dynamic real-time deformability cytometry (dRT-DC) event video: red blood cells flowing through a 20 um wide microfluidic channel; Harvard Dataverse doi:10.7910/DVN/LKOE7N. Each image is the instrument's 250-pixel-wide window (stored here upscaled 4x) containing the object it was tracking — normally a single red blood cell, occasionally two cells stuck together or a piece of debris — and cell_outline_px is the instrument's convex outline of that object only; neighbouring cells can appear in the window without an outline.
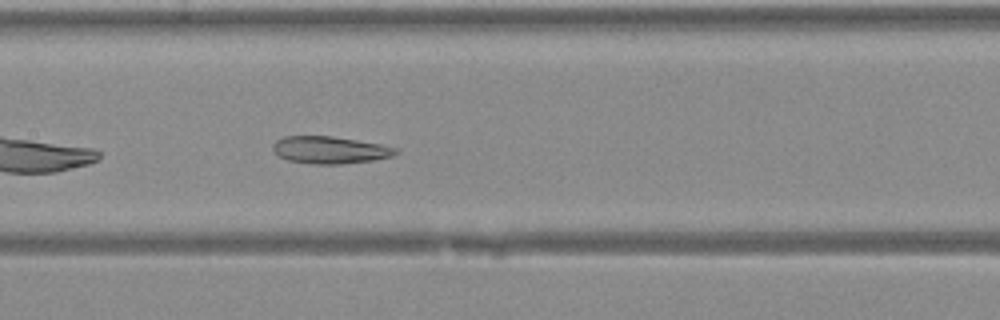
{"species": "Egyptian fruit bat (a non-hibernating species)", "species_latin": "Rousettus aegyptiacus", "temperature_condition": "warm", "stored_images_in_passage": 29, "camera_frame_rate_fps": 3000, "um_per_image_px": 0.085, "animal": {"sex": "female"}, "frame": {"image": 1, "passage_image": 8, "time_ms": 2.333, "image_size_px": [1000, 320], "cell_outline_px": [[400, 152], [392, 156], [372, 160], [340, 164], [312, 164], [288, 160], [280, 156], [272, 148], [272, 144], [276, 140], [284, 136], [332, 136], [380, 144], [396, 148]], "centroid_in_image_um": [28.03, 12.74], "position_along_channel_um": 179.4, "area_um2": 19.36}}
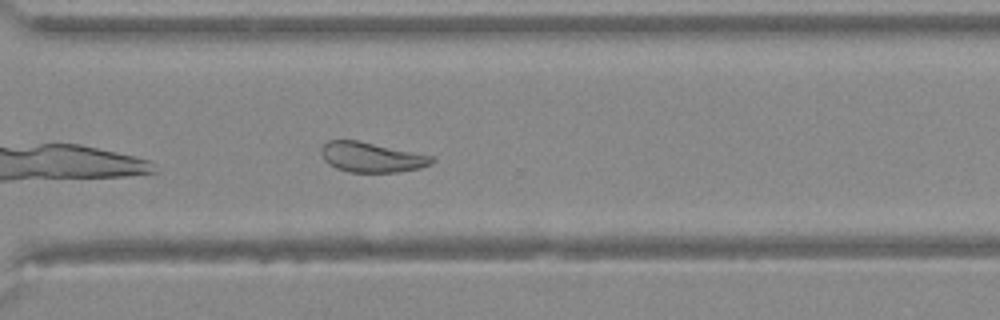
{"frame": {"image": 2, "passage_image": 18, "time_ms": 5.667, "image_size_px": [1000, 320], "cell_outline_px": [[436, 160], [432, 164], [420, 168], [396, 172], [348, 172], [336, 168], [328, 164], [324, 160], [320, 152], [320, 148], [328, 140], [356, 140], [436, 156]], "centroid_in_image_um": [31.6, 13.36], "position_along_channel_um": 339.0, "area_um2": 19.54}}
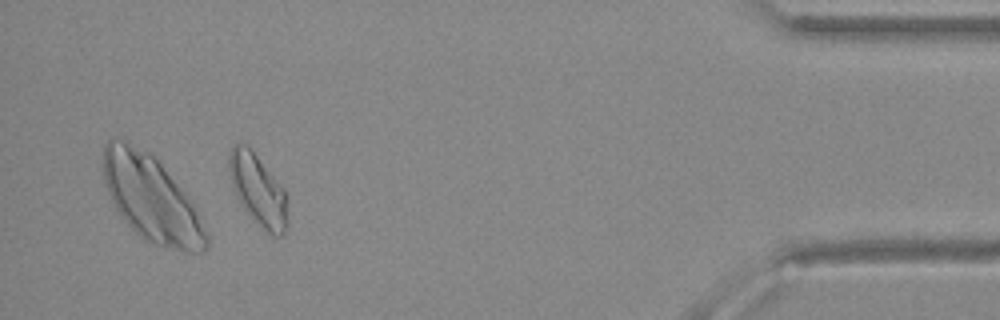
{"frame": {"image": 3, "passage_image": 26, "time_ms": 8.333, "image_size_px": [1000, 320], "cell_outline_px": [[288, 228], [280, 236], [272, 236], [252, 220], [236, 196], [228, 168], [228, 152], [236, 144], [244, 144], [256, 156], [284, 188], [288, 200]], "centroid_in_image_um": [21.96, 16.22], "position_along_channel_um": 413.2, "area_um2": 24.28}}